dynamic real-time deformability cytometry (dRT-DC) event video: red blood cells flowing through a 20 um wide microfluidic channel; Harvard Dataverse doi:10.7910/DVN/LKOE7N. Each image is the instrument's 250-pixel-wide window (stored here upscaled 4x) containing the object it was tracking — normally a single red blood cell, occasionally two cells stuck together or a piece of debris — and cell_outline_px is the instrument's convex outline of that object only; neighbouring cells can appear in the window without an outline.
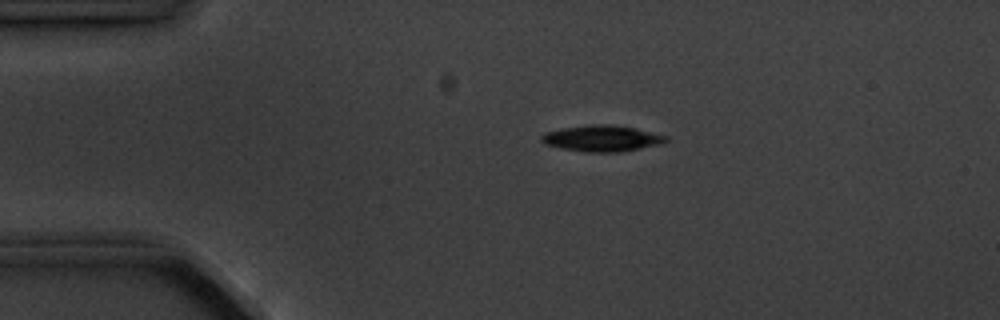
{"species": "common noctule bat (a hibernating species)", "species_latin": "Nyctalus noctula", "temperature_condition": "cold", "stored_images_in_passage": 3, "camera_frame_rate_fps": 3000, "um_per_image_px": 0.085, "animal": {"sex": "male", "body_mass_g": 20.1, "forearm_length_mm": 53.5}, "frame": {"image": 1, "passage_image": 2, "time_ms": 1.333, "image_size_px": [1000, 320], "cell_outline_px": [[668, 140], [660, 144], [620, 152], [584, 152], [560, 148], [544, 144], [540, 140], [540, 136], [544, 132], [564, 128], [592, 124], [608, 124], [636, 128], [668, 136]], "centroid_in_image_um": [51.14, 11.76], "position_along_channel_um": 33.9, "area_um2": 19.02}}